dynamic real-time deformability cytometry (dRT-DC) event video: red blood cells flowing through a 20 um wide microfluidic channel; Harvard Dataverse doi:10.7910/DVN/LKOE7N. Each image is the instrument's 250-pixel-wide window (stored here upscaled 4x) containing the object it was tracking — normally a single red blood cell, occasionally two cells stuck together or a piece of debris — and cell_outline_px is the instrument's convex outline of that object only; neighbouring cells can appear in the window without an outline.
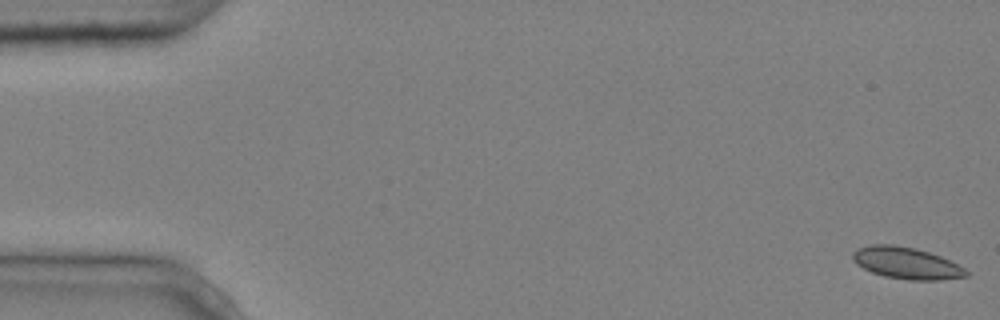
{"species": "common noctule bat (a hibernating species)", "species_latin": "Nyctalus noctula", "temperature_condition": "cold", "stored_images_in_passage": 6, "camera_frame_rate_fps": 3000, "um_per_image_px": 0.085, "animal": {"sex": "male", "body_mass_g": 20.4}, "frame": {"image": 1, "passage_image": 1, "time_ms": 0.0, "image_size_px": [1000, 320], "cell_outline_px": [[968, 276], [940, 280], [908, 280], [884, 276], [872, 272], [856, 264], [852, 260], [852, 252], [856, 248], [872, 244], [892, 244], [916, 248], [940, 256], [964, 268], [968, 272]], "centroid_in_image_um": [77.0, 22.35], "position_along_channel_um": 8.0, "area_um2": 20.98}}
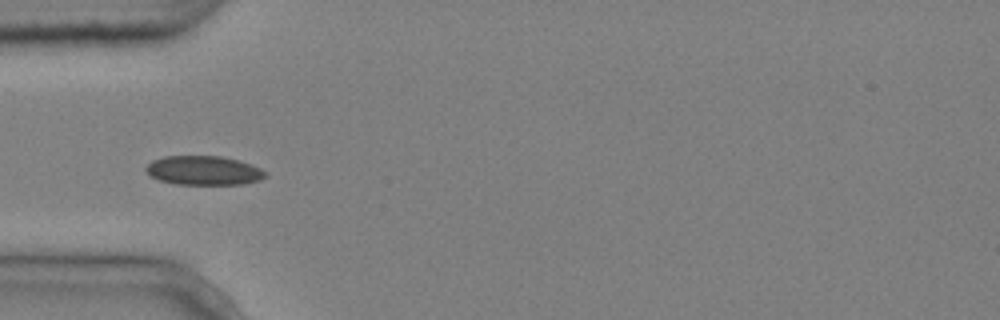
{"frame": {"image": 2, "passage_image": 5, "time_ms": 1.333, "image_size_px": [1000, 320], "cell_outline_px": [[268, 176], [260, 180], [244, 184], [176, 184], [160, 180], [152, 176], [144, 168], [152, 160], [164, 156], [220, 156], [252, 164], [268, 172]], "centroid_in_image_um": [17.35, 14.49], "position_along_channel_um": 67.6, "area_um2": 20.29}}